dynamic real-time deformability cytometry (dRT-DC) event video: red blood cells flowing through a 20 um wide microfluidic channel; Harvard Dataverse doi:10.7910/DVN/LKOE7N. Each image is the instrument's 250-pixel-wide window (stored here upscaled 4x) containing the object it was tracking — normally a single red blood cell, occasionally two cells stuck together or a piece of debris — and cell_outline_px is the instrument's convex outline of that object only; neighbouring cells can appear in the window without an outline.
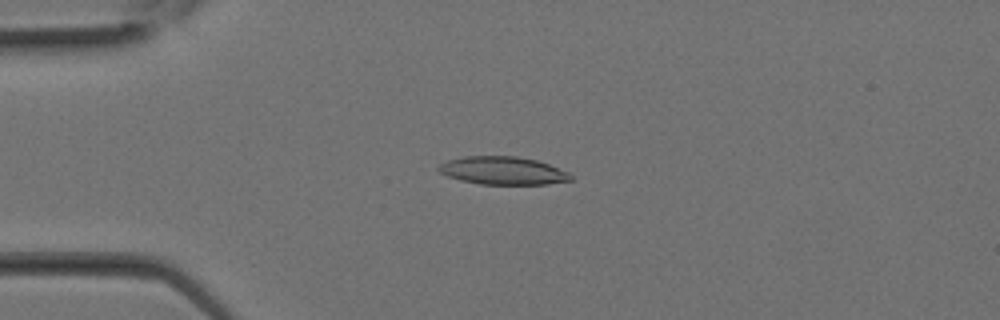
{"species": "Egyptian fruit bat (a non-hibernating species)", "species_latin": "Rousettus aegyptiacus", "temperature_condition": "room temperature", "stored_images_in_passage": 14, "camera_frame_rate_fps": 3000, "um_per_image_px": 0.085, "animal": {"sex": "female"}, "frame": {"image": 1, "passage_image": 4, "time_ms": 1.0, "image_size_px": [1000, 320], "cell_outline_px": [[572, 180], [548, 184], [480, 184], [460, 180], [448, 176], [440, 172], [436, 168], [440, 164], [448, 160], [464, 156], [516, 156], [536, 160], [548, 164], [568, 172], [572, 176]], "centroid_in_image_um": [42.73, 14.5], "position_along_channel_um": 42.3, "area_um2": 21.44}}
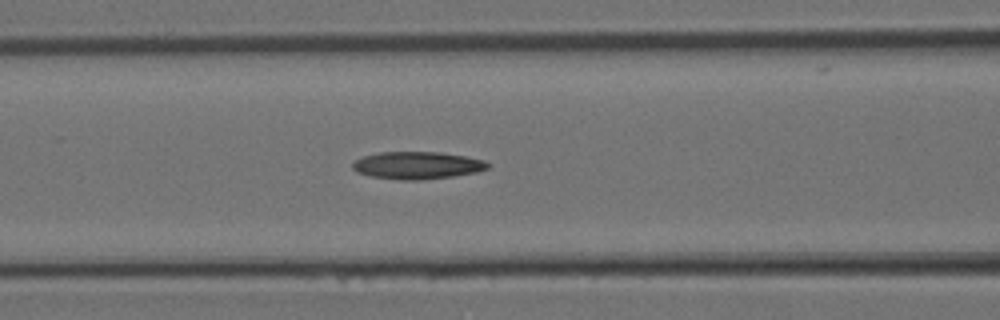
{"frame": {"image": 2, "passage_image": 9, "time_ms": 2.667, "image_size_px": [1000, 320], "cell_outline_px": [[492, 164], [488, 168], [476, 172], [452, 176], [420, 180], [400, 180], [372, 176], [356, 172], [352, 168], [352, 164], [356, 160], [364, 156], [380, 152], [440, 152], [464, 156], [484, 160]], "centroid_in_image_um": [35.48, 14.05], "position_along_channel_um": 131.1, "area_um2": 21.5}}
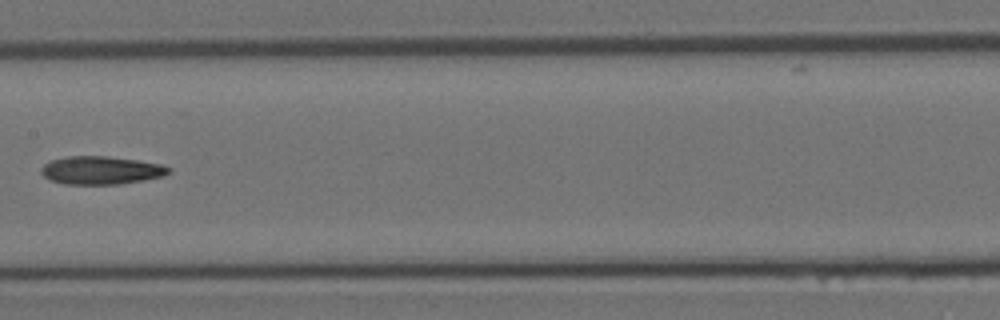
{"frame": {"image": 3, "passage_image": 12, "time_ms": 3.667, "image_size_px": [1000, 320], "cell_outline_px": [[172, 172], [164, 176], [144, 180], [120, 184], [64, 184], [52, 180], [44, 176], [40, 172], [40, 168], [44, 164], [52, 160], [68, 156], [108, 156], [136, 160], [160, 164], [172, 168]], "centroid_in_image_um": [8.61, 14.47], "position_along_channel_um": 198.8, "area_um2": 20.92}}